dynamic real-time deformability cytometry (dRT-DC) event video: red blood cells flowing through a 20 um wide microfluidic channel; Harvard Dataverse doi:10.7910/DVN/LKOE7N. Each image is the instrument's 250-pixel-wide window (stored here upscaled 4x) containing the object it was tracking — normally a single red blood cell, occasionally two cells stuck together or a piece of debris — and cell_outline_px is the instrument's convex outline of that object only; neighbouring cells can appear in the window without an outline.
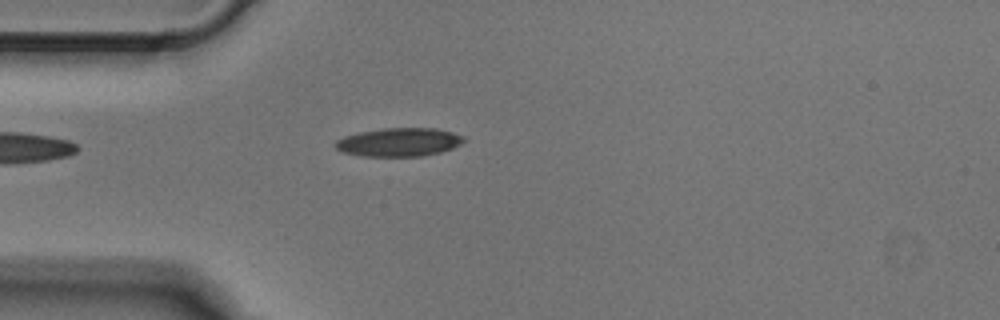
{"species": "Egyptian fruit bat (a non-hibernating species)", "species_latin": "Rousettus aegyptiacus", "temperature_condition": "cold", "stored_images_in_passage": 4, "camera_frame_rate_fps": 3000, "um_per_image_px": 0.085, "animal": {"sex": "male"}, "frame": {"image": 1, "passage_image": 4, "time_ms": 1.0, "image_size_px": [1000, 320], "cell_outline_px": [[464, 140], [460, 144], [452, 148], [440, 152], [420, 156], [360, 156], [344, 152], [336, 148], [332, 144], [336, 140], [344, 136], [360, 132], [380, 128], [436, 128], [452, 132], [464, 136]], "centroid_in_image_um": [33.88, 12.07], "position_along_channel_um": 51.1, "area_um2": 21.33}}